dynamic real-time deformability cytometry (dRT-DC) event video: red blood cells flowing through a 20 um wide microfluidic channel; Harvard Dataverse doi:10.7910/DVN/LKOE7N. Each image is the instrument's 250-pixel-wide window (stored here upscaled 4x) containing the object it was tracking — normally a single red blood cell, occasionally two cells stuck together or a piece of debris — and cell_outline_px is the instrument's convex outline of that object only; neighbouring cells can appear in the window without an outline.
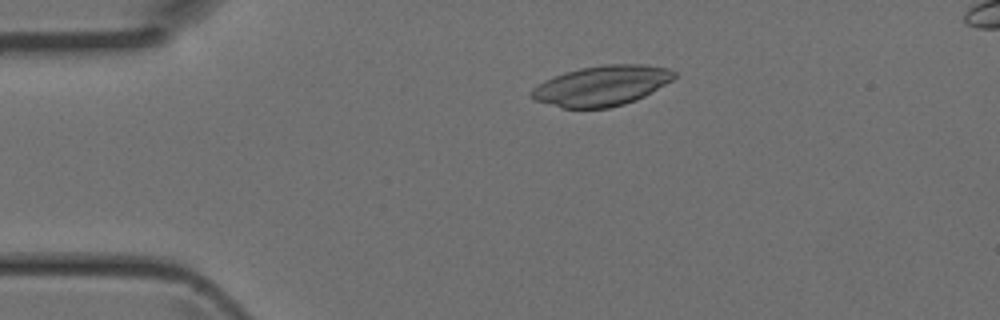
{"species": "Egyptian fruit bat (a non-hibernating species)", "species_latin": "Rousettus aegyptiacus", "temperature_condition": "room temperature", "stored_images_in_passage": 5, "camera_frame_rate_fps": 3000, "um_per_image_px": 0.085, "animal": {"sex": "female"}, "frame": {"image": 1, "passage_image": 3, "time_ms": 0.667, "image_size_px": [1000, 320], "cell_outline_px": [[676, 76], [672, 80], [644, 96], [636, 100], [624, 104], [608, 108], [564, 108], [536, 100], [532, 96], [532, 88], [544, 80], [580, 68], [604, 64], [644, 64], [668, 68], [676, 72]], "centroid_in_image_um": [51.18, 7.28], "position_along_channel_um": 33.8, "area_um2": 33.06}}